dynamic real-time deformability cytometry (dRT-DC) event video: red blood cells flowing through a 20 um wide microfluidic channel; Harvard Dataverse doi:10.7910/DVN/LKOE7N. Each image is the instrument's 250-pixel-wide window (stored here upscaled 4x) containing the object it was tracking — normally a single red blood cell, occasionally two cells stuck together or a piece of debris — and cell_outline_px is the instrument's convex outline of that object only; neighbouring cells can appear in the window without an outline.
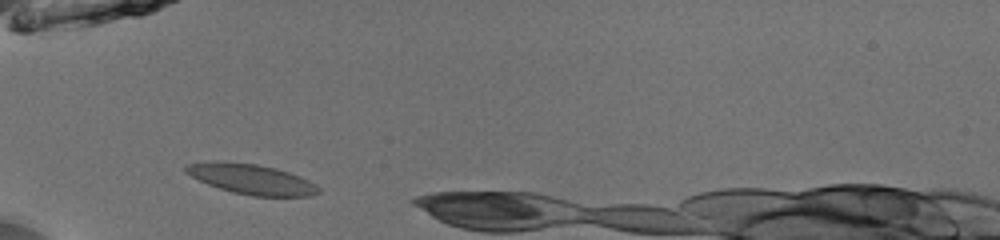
{"species": "common noctule bat (a hibernating species)", "species_latin": "Nyctalus noctula", "temperature_condition": "room temperature", "stored_images_in_passage": 7, "camera_frame_rate_fps": 3000, "um_per_image_px": 0.085, "animal": {"sex": "male", "body_mass_g": 13.0, "forearm_length_mm": 53.1}, "frame": {"image": 1, "passage_image": 4, "time_ms": 1.0, "image_size_px": [1000, 240], "cell_outline_px": [[320, 192], [312, 196], [252, 196], [232, 192], [208, 184], [184, 172], [184, 164], [208, 160], [216, 160], [256, 164], [276, 168], [300, 176], [316, 184], [320, 188]], "centroid_in_image_um": [21.34, 15.21], "position_along_channel_um": 63.7, "area_um2": 23.52}}